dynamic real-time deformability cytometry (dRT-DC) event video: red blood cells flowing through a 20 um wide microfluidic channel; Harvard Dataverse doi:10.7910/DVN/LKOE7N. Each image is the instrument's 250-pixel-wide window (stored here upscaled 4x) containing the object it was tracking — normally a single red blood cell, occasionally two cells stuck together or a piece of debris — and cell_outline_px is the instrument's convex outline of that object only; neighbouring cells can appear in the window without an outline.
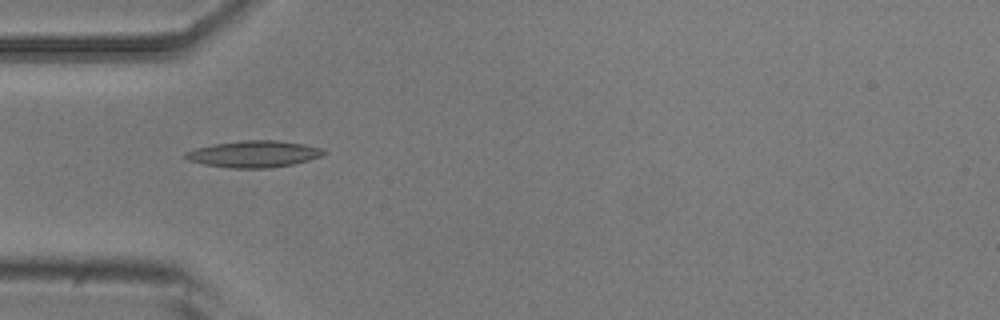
{"species": "common noctule bat (a hibernating species)", "species_latin": "Nyctalus noctula", "temperature_condition": "room temperature", "stored_images_in_passage": 37, "camera_frame_rate_fps": 3000, "um_per_image_px": 0.085, "animal": {"sex": "male", "body_mass_g": 20.5, "forearm_length_mm": 52.5}, "frame": {"image": 1, "passage_image": 1, "time_ms": 0.0, "image_size_px": [1000, 320], "cell_outline_px": [[328, 152], [324, 156], [292, 164], [268, 168], [232, 168], [204, 164], [188, 160], [184, 156], [184, 152], [196, 148], [212, 144], [244, 140], [276, 140], [304, 144], [320, 148]], "centroid_in_image_um": [21.58, 13.08], "position_along_channel_um": 63.4, "area_um2": 21.44}}
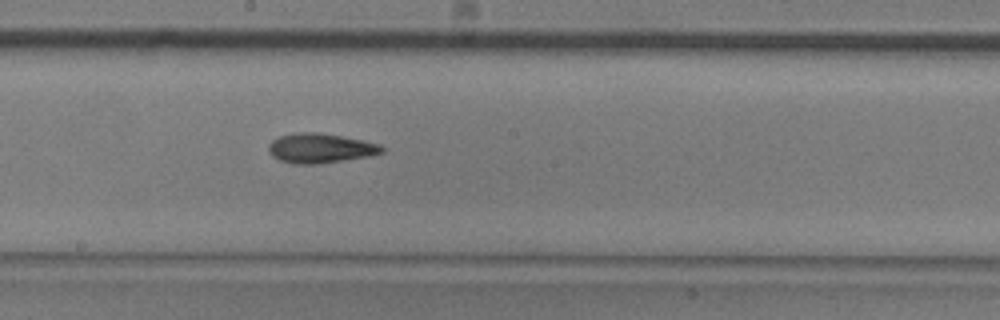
{"frame": {"image": 2, "passage_image": 13, "time_ms": 4.0, "image_size_px": [1000, 320], "cell_outline_px": [[384, 152], [368, 156], [320, 164], [296, 164], [280, 160], [272, 156], [268, 152], [268, 144], [272, 140], [280, 136], [296, 132], [316, 132], [340, 136], [380, 144], [384, 148]], "centroid_in_image_um": [27.19, 12.6], "position_along_channel_um": 221.0, "area_um2": 19.48}}
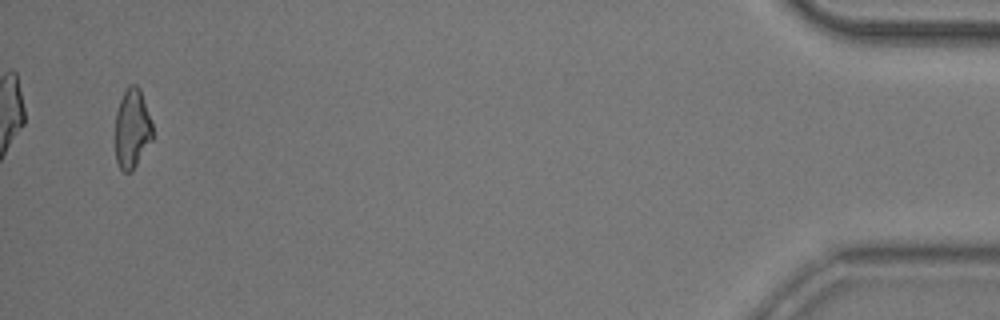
{"frame": {"image": 3, "passage_image": 35, "time_ms": 11.333, "image_size_px": [1000, 320], "cell_outline_px": [[152, 140], [132, 172], [124, 172], [120, 168], [116, 160], [116, 112], [120, 100], [128, 84], [136, 84], [140, 88], [152, 120]], "centroid_in_image_um": [11.24, 10.92], "position_along_channel_um": 424.0, "area_um2": 17.4}, "authors_computed_cell_mechanics": {"area_um2": 18.3804, "velocity_mm_per_s": 3.9356, "shape_relaxation_time_tau1_ms": 3.6046, "shape_relaxation_time_tau2_ms": 3.8906, "deformation_change_tau1": 0.1329, "deformation_change_tau2": 0.1272}}